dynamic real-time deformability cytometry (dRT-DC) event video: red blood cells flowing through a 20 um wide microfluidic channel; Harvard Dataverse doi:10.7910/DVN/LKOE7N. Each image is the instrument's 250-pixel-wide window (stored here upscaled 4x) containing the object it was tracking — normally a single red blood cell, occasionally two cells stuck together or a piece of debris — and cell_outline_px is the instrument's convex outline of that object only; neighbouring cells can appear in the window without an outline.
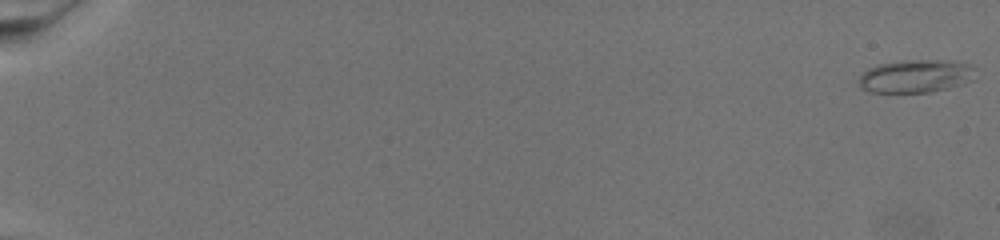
{"species": "common noctule bat (a hibernating species)", "species_latin": "Nyctalus noctula", "temperature_condition": "warm", "stored_images_in_passage": 73, "camera_frame_rate_fps": 3000, "um_per_image_px": 0.085, "animal": {"sex": "female", "body_mass_g": 19.5, "forearm_length_mm": 54.1}, "frame": {"image": 1, "passage_image": 1, "time_ms": 0.0, "image_size_px": [1000, 240], "cell_outline_px": [[976, 68], [972, 80], [964, 84], [948, 88], [928, 92], [868, 92], [860, 88], [860, 76], [868, 68], [880, 64], [900, 60], [948, 60], [968, 64]], "centroid_in_image_um": [77.85, 6.47], "position_along_channel_um": 7.1, "area_um2": 22.48}}
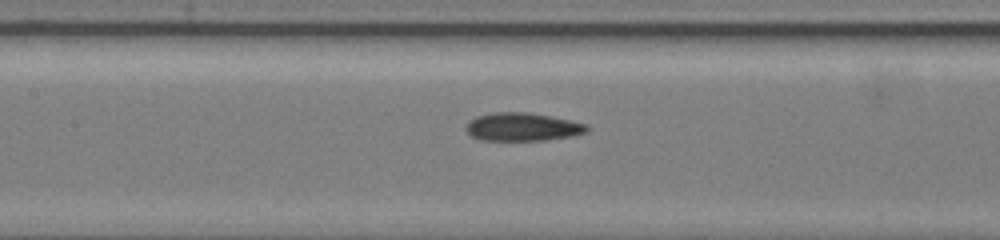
{"frame": {"image": 2, "passage_image": 39, "time_ms": 12.667, "image_size_px": [1000, 240], "cell_outline_px": [[592, 128], [588, 132], [572, 136], [544, 140], [480, 140], [472, 136], [464, 128], [468, 120], [476, 116], [492, 112], [528, 112], [552, 116], [572, 120], [588, 124]], "centroid_in_image_um": [44.44, 10.77], "position_along_channel_um": 163.0, "area_um2": 20.23}}
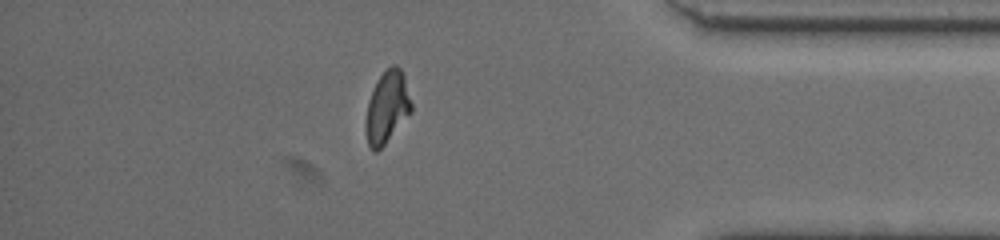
{"frame": {"image": 3, "passage_image": 65, "time_ms": 21.333, "image_size_px": [1000, 240], "cell_outline_px": [[412, 112], [384, 144], [376, 152], [372, 152], [368, 144], [364, 128], [364, 124], [368, 100], [380, 76], [392, 64], [396, 64], [400, 68], [404, 76], [412, 104]], "centroid_in_image_um": [32.89, 9.14], "position_along_channel_um": 402.3, "area_um2": 19.07}}